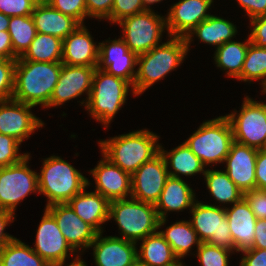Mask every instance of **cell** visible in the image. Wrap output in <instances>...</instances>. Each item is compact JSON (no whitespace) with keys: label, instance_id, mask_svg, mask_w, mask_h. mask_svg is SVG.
<instances>
[{"label":"cell","instance_id":"cell-46","mask_svg":"<svg viewBox=\"0 0 266 266\" xmlns=\"http://www.w3.org/2000/svg\"><path fill=\"white\" fill-rule=\"evenodd\" d=\"M240 252V266H266V249L248 248Z\"/></svg>","mask_w":266,"mask_h":266},{"label":"cell","instance_id":"cell-33","mask_svg":"<svg viewBox=\"0 0 266 266\" xmlns=\"http://www.w3.org/2000/svg\"><path fill=\"white\" fill-rule=\"evenodd\" d=\"M209 194L220 204H234L243 198V192L229 178L228 174L222 170L206 169L203 175Z\"/></svg>","mask_w":266,"mask_h":266},{"label":"cell","instance_id":"cell-27","mask_svg":"<svg viewBox=\"0 0 266 266\" xmlns=\"http://www.w3.org/2000/svg\"><path fill=\"white\" fill-rule=\"evenodd\" d=\"M237 27L229 20L223 19L219 16L210 15L206 20L198 24L185 37L188 51L190 44L193 41L194 35L201 41L208 45L215 46L217 49L225 42L232 41L237 34Z\"/></svg>","mask_w":266,"mask_h":266},{"label":"cell","instance_id":"cell-58","mask_svg":"<svg viewBox=\"0 0 266 266\" xmlns=\"http://www.w3.org/2000/svg\"><path fill=\"white\" fill-rule=\"evenodd\" d=\"M262 93H263V94L266 93V85L263 87Z\"/></svg>","mask_w":266,"mask_h":266},{"label":"cell","instance_id":"cell-31","mask_svg":"<svg viewBox=\"0 0 266 266\" xmlns=\"http://www.w3.org/2000/svg\"><path fill=\"white\" fill-rule=\"evenodd\" d=\"M159 233L170 244L179 260L189 255L193 245L198 248L202 243L188 220L175 222Z\"/></svg>","mask_w":266,"mask_h":266},{"label":"cell","instance_id":"cell-28","mask_svg":"<svg viewBox=\"0 0 266 266\" xmlns=\"http://www.w3.org/2000/svg\"><path fill=\"white\" fill-rule=\"evenodd\" d=\"M160 153L165 159L168 174L171 177L182 178L180 175L189 177L197 173L205 174L206 167L185 142L169 152L160 144Z\"/></svg>","mask_w":266,"mask_h":266},{"label":"cell","instance_id":"cell-54","mask_svg":"<svg viewBox=\"0 0 266 266\" xmlns=\"http://www.w3.org/2000/svg\"><path fill=\"white\" fill-rule=\"evenodd\" d=\"M146 10H152L151 5L162 2L163 0H141Z\"/></svg>","mask_w":266,"mask_h":266},{"label":"cell","instance_id":"cell-15","mask_svg":"<svg viewBox=\"0 0 266 266\" xmlns=\"http://www.w3.org/2000/svg\"><path fill=\"white\" fill-rule=\"evenodd\" d=\"M35 106L13 99L0 101V133L14 137L20 143L27 140L44 122L36 117Z\"/></svg>","mask_w":266,"mask_h":266},{"label":"cell","instance_id":"cell-53","mask_svg":"<svg viewBox=\"0 0 266 266\" xmlns=\"http://www.w3.org/2000/svg\"><path fill=\"white\" fill-rule=\"evenodd\" d=\"M10 17L0 12V31H6L9 28Z\"/></svg>","mask_w":266,"mask_h":266},{"label":"cell","instance_id":"cell-30","mask_svg":"<svg viewBox=\"0 0 266 266\" xmlns=\"http://www.w3.org/2000/svg\"><path fill=\"white\" fill-rule=\"evenodd\" d=\"M246 42L229 41L219 46L214 53V61L218 68L224 70L226 75L240 81L244 60L250 44V37Z\"/></svg>","mask_w":266,"mask_h":266},{"label":"cell","instance_id":"cell-40","mask_svg":"<svg viewBox=\"0 0 266 266\" xmlns=\"http://www.w3.org/2000/svg\"><path fill=\"white\" fill-rule=\"evenodd\" d=\"M141 0H114L110 16L106 19L116 24L121 19L145 11Z\"/></svg>","mask_w":266,"mask_h":266},{"label":"cell","instance_id":"cell-56","mask_svg":"<svg viewBox=\"0 0 266 266\" xmlns=\"http://www.w3.org/2000/svg\"><path fill=\"white\" fill-rule=\"evenodd\" d=\"M171 266H186V265H184L183 261L181 262V260H179L177 263H175Z\"/></svg>","mask_w":266,"mask_h":266},{"label":"cell","instance_id":"cell-10","mask_svg":"<svg viewBox=\"0 0 266 266\" xmlns=\"http://www.w3.org/2000/svg\"><path fill=\"white\" fill-rule=\"evenodd\" d=\"M204 203L196 200L189 209V221L200 241L235 252L225 207Z\"/></svg>","mask_w":266,"mask_h":266},{"label":"cell","instance_id":"cell-22","mask_svg":"<svg viewBox=\"0 0 266 266\" xmlns=\"http://www.w3.org/2000/svg\"><path fill=\"white\" fill-rule=\"evenodd\" d=\"M99 45L84 24H80L63 39L62 64L70 66L97 67Z\"/></svg>","mask_w":266,"mask_h":266},{"label":"cell","instance_id":"cell-13","mask_svg":"<svg viewBox=\"0 0 266 266\" xmlns=\"http://www.w3.org/2000/svg\"><path fill=\"white\" fill-rule=\"evenodd\" d=\"M97 67L70 66L62 64L58 82L54 87L49 104L45 108L63 105L71 99L86 93L87 97L80 103L86 106L89 98L92 80ZM87 99V100H86ZM85 101V102H84Z\"/></svg>","mask_w":266,"mask_h":266},{"label":"cell","instance_id":"cell-34","mask_svg":"<svg viewBox=\"0 0 266 266\" xmlns=\"http://www.w3.org/2000/svg\"><path fill=\"white\" fill-rule=\"evenodd\" d=\"M0 266H51L16 237L0 251Z\"/></svg>","mask_w":266,"mask_h":266},{"label":"cell","instance_id":"cell-12","mask_svg":"<svg viewBox=\"0 0 266 266\" xmlns=\"http://www.w3.org/2000/svg\"><path fill=\"white\" fill-rule=\"evenodd\" d=\"M168 177L165 159L159 152L131 175V198L155 205Z\"/></svg>","mask_w":266,"mask_h":266},{"label":"cell","instance_id":"cell-3","mask_svg":"<svg viewBox=\"0 0 266 266\" xmlns=\"http://www.w3.org/2000/svg\"><path fill=\"white\" fill-rule=\"evenodd\" d=\"M169 38L167 42L137 56L139 67L132 87L135 96L144 93L155 82L165 78L168 73L183 63L188 53L185 38L176 36H169Z\"/></svg>","mask_w":266,"mask_h":266},{"label":"cell","instance_id":"cell-16","mask_svg":"<svg viewBox=\"0 0 266 266\" xmlns=\"http://www.w3.org/2000/svg\"><path fill=\"white\" fill-rule=\"evenodd\" d=\"M97 68L110 75L121 78L134 84L136 76L137 55L129 50L120 37L114 40L99 42Z\"/></svg>","mask_w":266,"mask_h":266},{"label":"cell","instance_id":"cell-24","mask_svg":"<svg viewBox=\"0 0 266 266\" xmlns=\"http://www.w3.org/2000/svg\"><path fill=\"white\" fill-rule=\"evenodd\" d=\"M226 217L235 245V252L251 248L254 243L256 217L244 198L232 207H225Z\"/></svg>","mask_w":266,"mask_h":266},{"label":"cell","instance_id":"cell-21","mask_svg":"<svg viewBox=\"0 0 266 266\" xmlns=\"http://www.w3.org/2000/svg\"><path fill=\"white\" fill-rule=\"evenodd\" d=\"M97 234L93 247V259L96 266H130L137 260L138 244L118 236H102Z\"/></svg>","mask_w":266,"mask_h":266},{"label":"cell","instance_id":"cell-38","mask_svg":"<svg viewBox=\"0 0 266 266\" xmlns=\"http://www.w3.org/2000/svg\"><path fill=\"white\" fill-rule=\"evenodd\" d=\"M21 143L14 137L0 133V168L21 162L29 153H19Z\"/></svg>","mask_w":266,"mask_h":266},{"label":"cell","instance_id":"cell-42","mask_svg":"<svg viewBox=\"0 0 266 266\" xmlns=\"http://www.w3.org/2000/svg\"><path fill=\"white\" fill-rule=\"evenodd\" d=\"M37 3L33 0H0V12L9 16H30Z\"/></svg>","mask_w":266,"mask_h":266},{"label":"cell","instance_id":"cell-47","mask_svg":"<svg viewBox=\"0 0 266 266\" xmlns=\"http://www.w3.org/2000/svg\"><path fill=\"white\" fill-rule=\"evenodd\" d=\"M245 13L249 17V20L256 17L266 16V0H236Z\"/></svg>","mask_w":266,"mask_h":266},{"label":"cell","instance_id":"cell-43","mask_svg":"<svg viewBox=\"0 0 266 266\" xmlns=\"http://www.w3.org/2000/svg\"><path fill=\"white\" fill-rule=\"evenodd\" d=\"M256 219H266V190L253 189L243 194Z\"/></svg>","mask_w":266,"mask_h":266},{"label":"cell","instance_id":"cell-37","mask_svg":"<svg viewBox=\"0 0 266 266\" xmlns=\"http://www.w3.org/2000/svg\"><path fill=\"white\" fill-rule=\"evenodd\" d=\"M196 252L201 266H229L230 253H234L208 242H202Z\"/></svg>","mask_w":266,"mask_h":266},{"label":"cell","instance_id":"cell-4","mask_svg":"<svg viewBox=\"0 0 266 266\" xmlns=\"http://www.w3.org/2000/svg\"><path fill=\"white\" fill-rule=\"evenodd\" d=\"M38 174L39 193L47 197L46 207L67 203L88 185V178L60 156H50L42 162Z\"/></svg>","mask_w":266,"mask_h":266},{"label":"cell","instance_id":"cell-19","mask_svg":"<svg viewBox=\"0 0 266 266\" xmlns=\"http://www.w3.org/2000/svg\"><path fill=\"white\" fill-rule=\"evenodd\" d=\"M98 162L95 168L89 171L95 181L94 191L100 193L109 202L131 198V174L113 164L104 155Z\"/></svg>","mask_w":266,"mask_h":266},{"label":"cell","instance_id":"cell-55","mask_svg":"<svg viewBox=\"0 0 266 266\" xmlns=\"http://www.w3.org/2000/svg\"><path fill=\"white\" fill-rule=\"evenodd\" d=\"M130 266H147L146 264L140 262L138 259L132 263Z\"/></svg>","mask_w":266,"mask_h":266},{"label":"cell","instance_id":"cell-41","mask_svg":"<svg viewBox=\"0 0 266 266\" xmlns=\"http://www.w3.org/2000/svg\"><path fill=\"white\" fill-rule=\"evenodd\" d=\"M48 3L63 14L73 17L80 24H84L87 18L85 0H49Z\"/></svg>","mask_w":266,"mask_h":266},{"label":"cell","instance_id":"cell-49","mask_svg":"<svg viewBox=\"0 0 266 266\" xmlns=\"http://www.w3.org/2000/svg\"><path fill=\"white\" fill-rule=\"evenodd\" d=\"M15 220V215L8 211L0 209V251L3 247L12 241L15 237L5 233V228Z\"/></svg>","mask_w":266,"mask_h":266},{"label":"cell","instance_id":"cell-23","mask_svg":"<svg viewBox=\"0 0 266 266\" xmlns=\"http://www.w3.org/2000/svg\"><path fill=\"white\" fill-rule=\"evenodd\" d=\"M195 191L184 179L169 176L165 186L155 204L156 211L160 218L159 229L166 224L167 213L170 211H183L191 209L196 201Z\"/></svg>","mask_w":266,"mask_h":266},{"label":"cell","instance_id":"cell-6","mask_svg":"<svg viewBox=\"0 0 266 266\" xmlns=\"http://www.w3.org/2000/svg\"><path fill=\"white\" fill-rule=\"evenodd\" d=\"M117 222L120 238L137 244L159 229L155 205L133 198L114 200L109 205V221Z\"/></svg>","mask_w":266,"mask_h":266},{"label":"cell","instance_id":"cell-51","mask_svg":"<svg viewBox=\"0 0 266 266\" xmlns=\"http://www.w3.org/2000/svg\"><path fill=\"white\" fill-rule=\"evenodd\" d=\"M251 248L266 249V219H257L255 224L254 243Z\"/></svg>","mask_w":266,"mask_h":266},{"label":"cell","instance_id":"cell-1","mask_svg":"<svg viewBox=\"0 0 266 266\" xmlns=\"http://www.w3.org/2000/svg\"><path fill=\"white\" fill-rule=\"evenodd\" d=\"M62 62L16 60L13 100L45 108L58 82Z\"/></svg>","mask_w":266,"mask_h":266},{"label":"cell","instance_id":"cell-5","mask_svg":"<svg viewBox=\"0 0 266 266\" xmlns=\"http://www.w3.org/2000/svg\"><path fill=\"white\" fill-rule=\"evenodd\" d=\"M130 87H133L130 82L96 68L85 108L91 117L106 126L104 128H108L109 123L126 103L128 92L132 91L135 95L134 89Z\"/></svg>","mask_w":266,"mask_h":266},{"label":"cell","instance_id":"cell-20","mask_svg":"<svg viewBox=\"0 0 266 266\" xmlns=\"http://www.w3.org/2000/svg\"><path fill=\"white\" fill-rule=\"evenodd\" d=\"M257 152L258 149L234 141L225 158V172L243 193L256 189Z\"/></svg>","mask_w":266,"mask_h":266},{"label":"cell","instance_id":"cell-2","mask_svg":"<svg viewBox=\"0 0 266 266\" xmlns=\"http://www.w3.org/2000/svg\"><path fill=\"white\" fill-rule=\"evenodd\" d=\"M159 136L147 129L98 141L101 153L123 171L133 174L160 152Z\"/></svg>","mask_w":266,"mask_h":266},{"label":"cell","instance_id":"cell-26","mask_svg":"<svg viewBox=\"0 0 266 266\" xmlns=\"http://www.w3.org/2000/svg\"><path fill=\"white\" fill-rule=\"evenodd\" d=\"M32 17L38 33L50 34L62 40L80 25L76 19L56 10L49 3L36 4Z\"/></svg>","mask_w":266,"mask_h":266},{"label":"cell","instance_id":"cell-35","mask_svg":"<svg viewBox=\"0 0 266 266\" xmlns=\"http://www.w3.org/2000/svg\"><path fill=\"white\" fill-rule=\"evenodd\" d=\"M8 32L11 36L13 52L21 57L37 34L32 15L10 17Z\"/></svg>","mask_w":266,"mask_h":266},{"label":"cell","instance_id":"cell-8","mask_svg":"<svg viewBox=\"0 0 266 266\" xmlns=\"http://www.w3.org/2000/svg\"><path fill=\"white\" fill-rule=\"evenodd\" d=\"M117 24L122 27L121 38L137 56L159 45L164 30H167L165 16L156 14L154 10L125 17Z\"/></svg>","mask_w":266,"mask_h":266},{"label":"cell","instance_id":"cell-17","mask_svg":"<svg viewBox=\"0 0 266 266\" xmlns=\"http://www.w3.org/2000/svg\"><path fill=\"white\" fill-rule=\"evenodd\" d=\"M45 209L54 217L65 240L76 252L85 251L94 242L98 232L84 222L68 203L53 204Z\"/></svg>","mask_w":266,"mask_h":266},{"label":"cell","instance_id":"cell-50","mask_svg":"<svg viewBox=\"0 0 266 266\" xmlns=\"http://www.w3.org/2000/svg\"><path fill=\"white\" fill-rule=\"evenodd\" d=\"M0 55L4 59H17L18 56L13 52L11 36L6 31H0Z\"/></svg>","mask_w":266,"mask_h":266},{"label":"cell","instance_id":"cell-39","mask_svg":"<svg viewBox=\"0 0 266 266\" xmlns=\"http://www.w3.org/2000/svg\"><path fill=\"white\" fill-rule=\"evenodd\" d=\"M16 59L0 61V101L12 99L14 89V69Z\"/></svg>","mask_w":266,"mask_h":266},{"label":"cell","instance_id":"cell-18","mask_svg":"<svg viewBox=\"0 0 266 266\" xmlns=\"http://www.w3.org/2000/svg\"><path fill=\"white\" fill-rule=\"evenodd\" d=\"M213 0H179L169 8L165 17L166 29L169 36L186 37L198 24L211 14Z\"/></svg>","mask_w":266,"mask_h":266},{"label":"cell","instance_id":"cell-29","mask_svg":"<svg viewBox=\"0 0 266 266\" xmlns=\"http://www.w3.org/2000/svg\"><path fill=\"white\" fill-rule=\"evenodd\" d=\"M137 259L147 266H171L179 261L170 244L157 231L141 240Z\"/></svg>","mask_w":266,"mask_h":266},{"label":"cell","instance_id":"cell-11","mask_svg":"<svg viewBox=\"0 0 266 266\" xmlns=\"http://www.w3.org/2000/svg\"><path fill=\"white\" fill-rule=\"evenodd\" d=\"M30 153L21 162L0 168V209L15 214L16 207L31 193H39L38 174L28 166Z\"/></svg>","mask_w":266,"mask_h":266},{"label":"cell","instance_id":"cell-48","mask_svg":"<svg viewBox=\"0 0 266 266\" xmlns=\"http://www.w3.org/2000/svg\"><path fill=\"white\" fill-rule=\"evenodd\" d=\"M256 189L266 190V149L258 150L255 165Z\"/></svg>","mask_w":266,"mask_h":266},{"label":"cell","instance_id":"cell-45","mask_svg":"<svg viewBox=\"0 0 266 266\" xmlns=\"http://www.w3.org/2000/svg\"><path fill=\"white\" fill-rule=\"evenodd\" d=\"M250 41L258 47H266V16L250 20Z\"/></svg>","mask_w":266,"mask_h":266},{"label":"cell","instance_id":"cell-7","mask_svg":"<svg viewBox=\"0 0 266 266\" xmlns=\"http://www.w3.org/2000/svg\"><path fill=\"white\" fill-rule=\"evenodd\" d=\"M233 142L232 126L225 115L203 121L199 128L185 140L187 146L205 167L224 163Z\"/></svg>","mask_w":266,"mask_h":266},{"label":"cell","instance_id":"cell-52","mask_svg":"<svg viewBox=\"0 0 266 266\" xmlns=\"http://www.w3.org/2000/svg\"><path fill=\"white\" fill-rule=\"evenodd\" d=\"M77 256L73 259V261L71 263H61V264H54L51 266H87L86 262L81 258V255L78 256V254H76ZM82 259V260H81Z\"/></svg>","mask_w":266,"mask_h":266},{"label":"cell","instance_id":"cell-14","mask_svg":"<svg viewBox=\"0 0 266 266\" xmlns=\"http://www.w3.org/2000/svg\"><path fill=\"white\" fill-rule=\"evenodd\" d=\"M36 232L32 249L50 265L66 263V258L77 253L65 240L56 220L46 209Z\"/></svg>","mask_w":266,"mask_h":266},{"label":"cell","instance_id":"cell-57","mask_svg":"<svg viewBox=\"0 0 266 266\" xmlns=\"http://www.w3.org/2000/svg\"><path fill=\"white\" fill-rule=\"evenodd\" d=\"M33 1L39 4V3H48L49 0H33Z\"/></svg>","mask_w":266,"mask_h":266},{"label":"cell","instance_id":"cell-44","mask_svg":"<svg viewBox=\"0 0 266 266\" xmlns=\"http://www.w3.org/2000/svg\"><path fill=\"white\" fill-rule=\"evenodd\" d=\"M87 17L102 20L107 19L113 7L114 0H85Z\"/></svg>","mask_w":266,"mask_h":266},{"label":"cell","instance_id":"cell-36","mask_svg":"<svg viewBox=\"0 0 266 266\" xmlns=\"http://www.w3.org/2000/svg\"><path fill=\"white\" fill-rule=\"evenodd\" d=\"M258 79L263 88L266 85V47H258L250 42L240 80L251 84Z\"/></svg>","mask_w":266,"mask_h":266},{"label":"cell","instance_id":"cell-25","mask_svg":"<svg viewBox=\"0 0 266 266\" xmlns=\"http://www.w3.org/2000/svg\"><path fill=\"white\" fill-rule=\"evenodd\" d=\"M89 185L88 180V185L67 203L84 222L100 233L103 232L101 225L109 221L110 202L96 191L86 192Z\"/></svg>","mask_w":266,"mask_h":266},{"label":"cell","instance_id":"cell-32","mask_svg":"<svg viewBox=\"0 0 266 266\" xmlns=\"http://www.w3.org/2000/svg\"><path fill=\"white\" fill-rule=\"evenodd\" d=\"M63 40L50 34L38 33L25 53L16 60L62 62Z\"/></svg>","mask_w":266,"mask_h":266},{"label":"cell","instance_id":"cell-9","mask_svg":"<svg viewBox=\"0 0 266 266\" xmlns=\"http://www.w3.org/2000/svg\"><path fill=\"white\" fill-rule=\"evenodd\" d=\"M233 111L225 116L231 123L234 141L258 150L266 149V103L246 96L240 111Z\"/></svg>","mask_w":266,"mask_h":266}]
</instances>
